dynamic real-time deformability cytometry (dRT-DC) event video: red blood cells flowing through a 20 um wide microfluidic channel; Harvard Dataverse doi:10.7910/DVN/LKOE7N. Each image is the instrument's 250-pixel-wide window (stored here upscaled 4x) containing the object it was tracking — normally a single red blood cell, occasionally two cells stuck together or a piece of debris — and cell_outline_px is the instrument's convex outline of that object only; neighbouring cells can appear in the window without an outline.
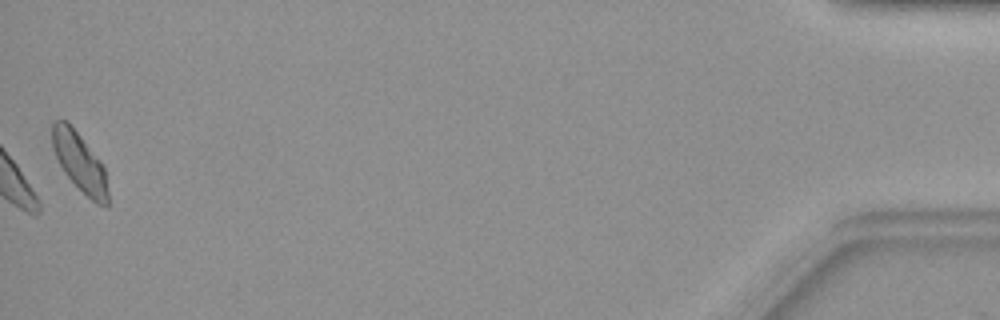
{"species": "common noctule bat (a hibernating species)", "species_latin": "Nyctalus noctula", "temperature_condition": "warm", "stored_images_in_passage": 44, "camera_frame_rate_fps": 3000, "um_per_image_px": 0.085, "animal": {"sex": "female", "body_mass_g": 19.9}, "frame": {"image": 1, "passage_image": 44, "time_ms": 14.333, "image_size_px": [1000, 320], "cell_outline_px": [[108, 204], [96, 204], [64, 172], [52, 148], [52, 120], [64, 120], [80, 136], [100, 160], [104, 168], [108, 192]], "centroid_in_image_um": [6.76, 13.77], "position_along_channel_um": 428.4, "area_um2": 18.5}}